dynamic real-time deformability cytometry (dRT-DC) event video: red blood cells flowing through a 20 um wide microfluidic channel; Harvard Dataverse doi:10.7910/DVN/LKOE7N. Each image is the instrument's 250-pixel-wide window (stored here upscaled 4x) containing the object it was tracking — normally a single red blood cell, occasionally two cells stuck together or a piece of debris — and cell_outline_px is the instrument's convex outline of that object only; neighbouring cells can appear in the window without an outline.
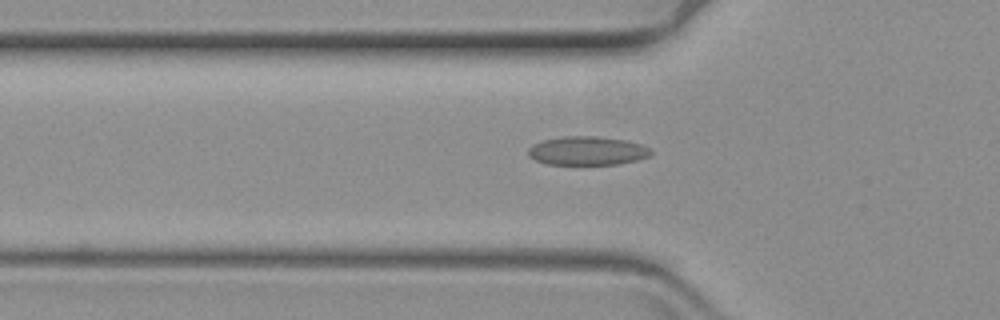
{"species": "common noctule bat (a hibernating species)", "species_latin": "Nyctalus noctula", "temperature_condition": "warm", "stored_images_in_passage": 46, "camera_frame_rate_fps": 3000, "um_per_image_px": 0.085, "animal": {"sex": "female", "body_mass_g": 19.3, "forearm_length_mm": 54.1}, "frame": {"image": 1, "passage_image": 14, "time_ms": 4.333, "image_size_px": [1000, 320], "cell_outline_px": [[652, 152], [648, 156], [636, 160], [620, 164], [548, 164], [536, 160], [528, 156], [528, 148], [532, 144], [544, 140], [564, 136], [596, 136], [624, 140], [640, 144], [648, 148]], "centroid_in_image_um": [49.88, 12.81], "position_along_channel_um": 75.9, "area_um2": 20.35}}
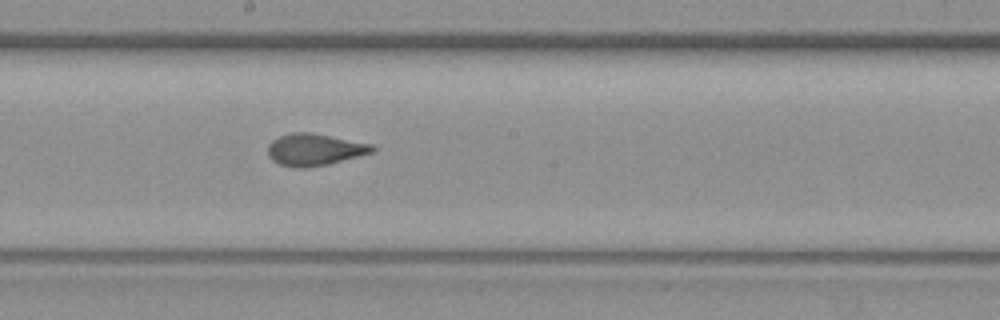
{"frame": {"image": 2, "passage_image": 27, "time_ms": 8.667, "image_size_px": [1000, 320], "cell_outline_px": [[376, 148], [372, 152], [360, 156], [328, 164], [308, 168], [296, 168], [280, 164], [272, 160], [268, 156], [268, 144], [272, 140], [280, 136], [292, 132], [308, 132], [372, 144]], "centroid_in_image_um": [26.71, 12.72], "position_along_channel_um": 221.5, "area_um2": 19.36}}
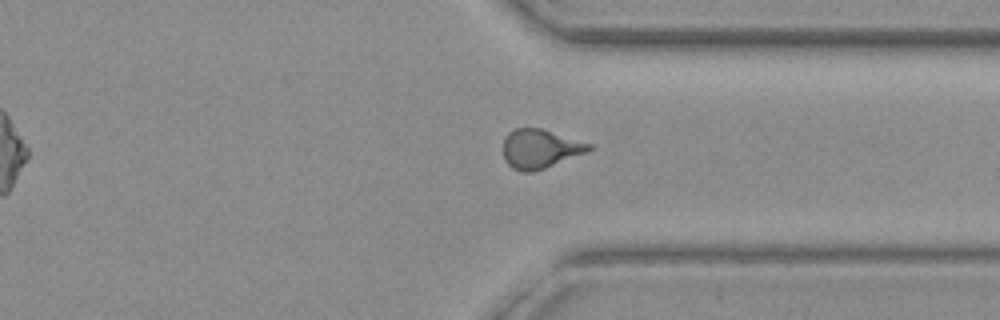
{"frame": {"image": 3, "passage_image": 40, "time_ms": 13.0, "image_size_px": [1000, 320], "cell_outline_px": [[592, 148], [584, 152], [544, 168], [532, 172], [520, 172], [512, 168], [504, 160], [504, 140], [508, 132], [516, 128], [540, 128], [592, 144]], "centroid_in_image_um": [45.85, 12.64], "position_along_channel_um": 365.5, "area_um2": 19.13}}